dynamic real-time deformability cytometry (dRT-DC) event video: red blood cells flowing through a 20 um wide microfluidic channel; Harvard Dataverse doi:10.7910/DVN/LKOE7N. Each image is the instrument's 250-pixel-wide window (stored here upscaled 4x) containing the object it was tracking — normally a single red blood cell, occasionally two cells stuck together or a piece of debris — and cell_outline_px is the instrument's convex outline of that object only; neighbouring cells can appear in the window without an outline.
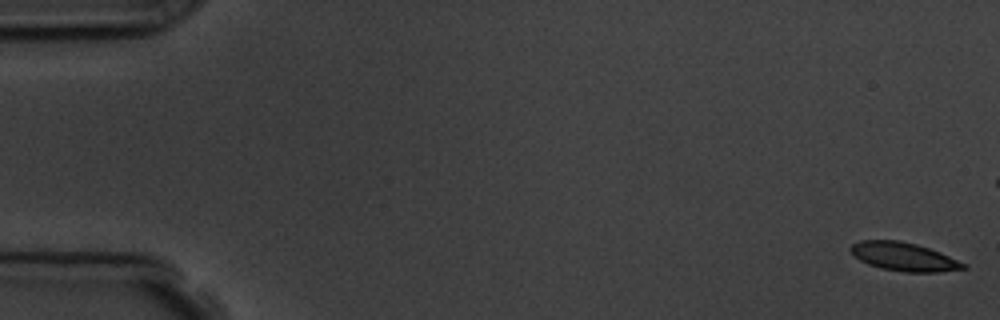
{"species": "common noctule bat (a hibernating species)", "species_latin": "Nyctalus noctula", "temperature_condition": "room temperature", "stored_images_in_passage": 8, "camera_frame_rate_fps": 3000, "um_per_image_px": 0.085, "animal": {"sex": "male", "body_mass_g": 19.5, "forearm_length_mm": 54.6}, "frame": {"image": 1, "passage_image": 1, "time_ms": 0.0, "image_size_px": [1000, 320], "cell_outline_px": [[968, 268], [940, 272], [904, 272], [880, 268], [868, 264], [860, 260], [848, 248], [852, 244], [860, 240], [900, 240], [916, 244], [940, 252], [968, 264]], "centroid_in_image_um": [76.85, 21.82], "position_along_channel_um": 8.1, "area_um2": 18.79}}
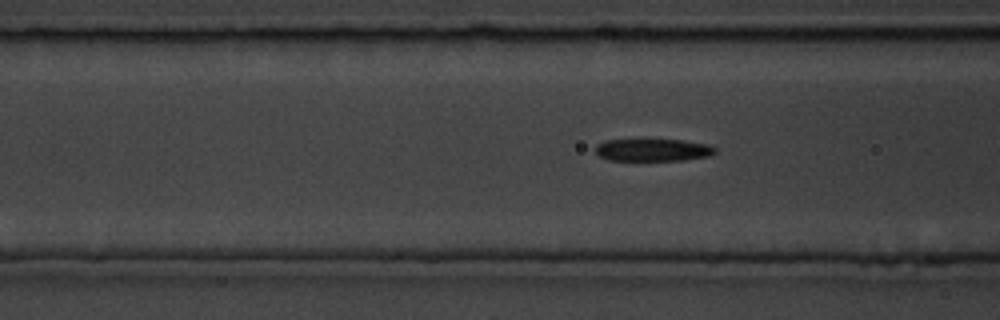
{"frame": {"image": 2, "passage_image": 8, "time_ms": 9.0, "image_size_px": [1000, 320], "cell_outline_px": [[716, 152], [708, 156], [684, 160], [608, 160], [600, 156], [596, 152], [596, 144], [604, 140], [684, 140], [708, 144], [716, 148]], "centroid_in_image_um": [55.5, 12.74], "position_along_channel_um": 111.1, "area_um2": 15.55}}